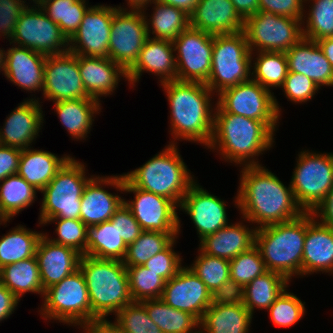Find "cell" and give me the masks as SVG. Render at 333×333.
<instances>
[{"label":"cell","mask_w":333,"mask_h":333,"mask_svg":"<svg viewBox=\"0 0 333 333\" xmlns=\"http://www.w3.org/2000/svg\"><path fill=\"white\" fill-rule=\"evenodd\" d=\"M240 169L234 205L241 217L256 229L287 222L304 213L296 203L291 185H284L266 166L261 164Z\"/></svg>","instance_id":"1"},{"label":"cell","mask_w":333,"mask_h":333,"mask_svg":"<svg viewBox=\"0 0 333 333\" xmlns=\"http://www.w3.org/2000/svg\"><path fill=\"white\" fill-rule=\"evenodd\" d=\"M159 85L169 103V134L173 136L169 144L183 140L207 148L213 132L215 94L202 82L172 80Z\"/></svg>","instance_id":"2"},{"label":"cell","mask_w":333,"mask_h":333,"mask_svg":"<svg viewBox=\"0 0 333 333\" xmlns=\"http://www.w3.org/2000/svg\"><path fill=\"white\" fill-rule=\"evenodd\" d=\"M275 133L263 122L224 112L217 104L207 149L237 167L261 165L259 155L275 145Z\"/></svg>","instance_id":"3"},{"label":"cell","mask_w":333,"mask_h":333,"mask_svg":"<svg viewBox=\"0 0 333 333\" xmlns=\"http://www.w3.org/2000/svg\"><path fill=\"white\" fill-rule=\"evenodd\" d=\"M89 292L91 322L106 320L133 302L123 261L81 256L79 262Z\"/></svg>","instance_id":"4"},{"label":"cell","mask_w":333,"mask_h":333,"mask_svg":"<svg viewBox=\"0 0 333 333\" xmlns=\"http://www.w3.org/2000/svg\"><path fill=\"white\" fill-rule=\"evenodd\" d=\"M306 236V212L296 219L256 229L255 246L267 271L292 278L302 277V256Z\"/></svg>","instance_id":"5"},{"label":"cell","mask_w":333,"mask_h":333,"mask_svg":"<svg viewBox=\"0 0 333 333\" xmlns=\"http://www.w3.org/2000/svg\"><path fill=\"white\" fill-rule=\"evenodd\" d=\"M125 178L137 188L172 200L178 207L196 181L181 157L178 145L168 144Z\"/></svg>","instance_id":"6"},{"label":"cell","mask_w":333,"mask_h":333,"mask_svg":"<svg viewBox=\"0 0 333 333\" xmlns=\"http://www.w3.org/2000/svg\"><path fill=\"white\" fill-rule=\"evenodd\" d=\"M85 168L83 162L71 157L40 191L43 198L38 226H44L49 219H80L81 196L87 183L95 176L89 173L87 176Z\"/></svg>","instance_id":"7"},{"label":"cell","mask_w":333,"mask_h":333,"mask_svg":"<svg viewBox=\"0 0 333 333\" xmlns=\"http://www.w3.org/2000/svg\"><path fill=\"white\" fill-rule=\"evenodd\" d=\"M251 51L244 31L213 35L211 71L206 86L217 96L251 79Z\"/></svg>","instance_id":"8"},{"label":"cell","mask_w":333,"mask_h":333,"mask_svg":"<svg viewBox=\"0 0 333 333\" xmlns=\"http://www.w3.org/2000/svg\"><path fill=\"white\" fill-rule=\"evenodd\" d=\"M41 307L43 320L78 327L91 322L89 292L80 269L44 290Z\"/></svg>","instance_id":"9"},{"label":"cell","mask_w":333,"mask_h":333,"mask_svg":"<svg viewBox=\"0 0 333 333\" xmlns=\"http://www.w3.org/2000/svg\"><path fill=\"white\" fill-rule=\"evenodd\" d=\"M297 155L289 183L299 207L312 213L333 187V152L302 149Z\"/></svg>","instance_id":"10"},{"label":"cell","mask_w":333,"mask_h":333,"mask_svg":"<svg viewBox=\"0 0 333 333\" xmlns=\"http://www.w3.org/2000/svg\"><path fill=\"white\" fill-rule=\"evenodd\" d=\"M216 104L226 113L263 121L274 133L283 112L274 92L256 81L239 83L219 93Z\"/></svg>","instance_id":"11"},{"label":"cell","mask_w":333,"mask_h":333,"mask_svg":"<svg viewBox=\"0 0 333 333\" xmlns=\"http://www.w3.org/2000/svg\"><path fill=\"white\" fill-rule=\"evenodd\" d=\"M251 52H286L303 38L302 20L258 11L244 20Z\"/></svg>","instance_id":"12"},{"label":"cell","mask_w":333,"mask_h":333,"mask_svg":"<svg viewBox=\"0 0 333 333\" xmlns=\"http://www.w3.org/2000/svg\"><path fill=\"white\" fill-rule=\"evenodd\" d=\"M9 43L45 56L63 54L69 49V40L59 25L54 23L39 5L33 3L19 16Z\"/></svg>","instance_id":"13"},{"label":"cell","mask_w":333,"mask_h":333,"mask_svg":"<svg viewBox=\"0 0 333 333\" xmlns=\"http://www.w3.org/2000/svg\"><path fill=\"white\" fill-rule=\"evenodd\" d=\"M148 38L143 10L115 5L108 45L109 58L127 71L137 60Z\"/></svg>","instance_id":"14"},{"label":"cell","mask_w":333,"mask_h":333,"mask_svg":"<svg viewBox=\"0 0 333 333\" xmlns=\"http://www.w3.org/2000/svg\"><path fill=\"white\" fill-rule=\"evenodd\" d=\"M133 193L134 199H124L143 231L181 234L179 207L170 199L134 187L124 176V194ZM131 200V201H130Z\"/></svg>","instance_id":"15"},{"label":"cell","mask_w":333,"mask_h":333,"mask_svg":"<svg viewBox=\"0 0 333 333\" xmlns=\"http://www.w3.org/2000/svg\"><path fill=\"white\" fill-rule=\"evenodd\" d=\"M177 80L206 83L211 71L213 34L188 27L173 41Z\"/></svg>","instance_id":"16"},{"label":"cell","mask_w":333,"mask_h":333,"mask_svg":"<svg viewBox=\"0 0 333 333\" xmlns=\"http://www.w3.org/2000/svg\"><path fill=\"white\" fill-rule=\"evenodd\" d=\"M43 98L53 103L70 99L91 98L80 76L78 55L71 52L46 56Z\"/></svg>","instance_id":"17"},{"label":"cell","mask_w":333,"mask_h":333,"mask_svg":"<svg viewBox=\"0 0 333 333\" xmlns=\"http://www.w3.org/2000/svg\"><path fill=\"white\" fill-rule=\"evenodd\" d=\"M105 187L115 188L111 193ZM124 173L111 176L96 175L87 183L81 196L80 220L87 226L109 221L124 204Z\"/></svg>","instance_id":"18"},{"label":"cell","mask_w":333,"mask_h":333,"mask_svg":"<svg viewBox=\"0 0 333 333\" xmlns=\"http://www.w3.org/2000/svg\"><path fill=\"white\" fill-rule=\"evenodd\" d=\"M114 14L115 6L110 4L91 5L69 39L68 51L75 55L109 58L108 45Z\"/></svg>","instance_id":"19"},{"label":"cell","mask_w":333,"mask_h":333,"mask_svg":"<svg viewBox=\"0 0 333 333\" xmlns=\"http://www.w3.org/2000/svg\"><path fill=\"white\" fill-rule=\"evenodd\" d=\"M199 184L196 179L191 185L179 205V212L183 211L190 216L200 241L230 222L227 218L226 200H221Z\"/></svg>","instance_id":"20"},{"label":"cell","mask_w":333,"mask_h":333,"mask_svg":"<svg viewBox=\"0 0 333 333\" xmlns=\"http://www.w3.org/2000/svg\"><path fill=\"white\" fill-rule=\"evenodd\" d=\"M215 298L205 283L186 265L165 282L161 296L167 305L189 312L199 321Z\"/></svg>","instance_id":"21"},{"label":"cell","mask_w":333,"mask_h":333,"mask_svg":"<svg viewBox=\"0 0 333 333\" xmlns=\"http://www.w3.org/2000/svg\"><path fill=\"white\" fill-rule=\"evenodd\" d=\"M40 98L29 97L19 103L0 127V145L25 150L42 132L44 116Z\"/></svg>","instance_id":"22"},{"label":"cell","mask_w":333,"mask_h":333,"mask_svg":"<svg viewBox=\"0 0 333 333\" xmlns=\"http://www.w3.org/2000/svg\"><path fill=\"white\" fill-rule=\"evenodd\" d=\"M157 76L159 83L177 80L175 51L172 41L148 38L135 63L127 70L128 84L135 87L143 73Z\"/></svg>","instance_id":"23"},{"label":"cell","mask_w":333,"mask_h":333,"mask_svg":"<svg viewBox=\"0 0 333 333\" xmlns=\"http://www.w3.org/2000/svg\"><path fill=\"white\" fill-rule=\"evenodd\" d=\"M253 316L236 295L216 297L199 321V333H249Z\"/></svg>","instance_id":"24"},{"label":"cell","mask_w":333,"mask_h":333,"mask_svg":"<svg viewBox=\"0 0 333 333\" xmlns=\"http://www.w3.org/2000/svg\"><path fill=\"white\" fill-rule=\"evenodd\" d=\"M333 274V228L306 212V236L302 256V276Z\"/></svg>","instance_id":"25"},{"label":"cell","mask_w":333,"mask_h":333,"mask_svg":"<svg viewBox=\"0 0 333 333\" xmlns=\"http://www.w3.org/2000/svg\"><path fill=\"white\" fill-rule=\"evenodd\" d=\"M35 256L45 290L79 269L82 255L70 247L52 242L43 233L37 244Z\"/></svg>","instance_id":"26"},{"label":"cell","mask_w":333,"mask_h":333,"mask_svg":"<svg viewBox=\"0 0 333 333\" xmlns=\"http://www.w3.org/2000/svg\"><path fill=\"white\" fill-rule=\"evenodd\" d=\"M45 60V55L12 44L7 48L4 76L26 93L42 91Z\"/></svg>","instance_id":"27"},{"label":"cell","mask_w":333,"mask_h":333,"mask_svg":"<svg viewBox=\"0 0 333 333\" xmlns=\"http://www.w3.org/2000/svg\"><path fill=\"white\" fill-rule=\"evenodd\" d=\"M78 65L88 96L98 101L115 93L121 79L128 81L127 71L108 57L78 55Z\"/></svg>","instance_id":"28"},{"label":"cell","mask_w":333,"mask_h":333,"mask_svg":"<svg viewBox=\"0 0 333 333\" xmlns=\"http://www.w3.org/2000/svg\"><path fill=\"white\" fill-rule=\"evenodd\" d=\"M190 27L213 35L231 34L244 30V19L231 0H199Z\"/></svg>","instance_id":"29"},{"label":"cell","mask_w":333,"mask_h":333,"mask_svg":"<svg viewBox=\"0 0 333 333\" xmlns=\"http://www.w3.org/2000/svg\"><path fill=\"white\" fill-rule=\"evenodd\" d=\"M230 223L199 241V249L207 255L231 260L255 245L256 228L245 218ZM244 219V220H243ZM249 223L252 225L244 224Z\"/></svg>","instance_id":"30"},{"label":"cell","mask_w":333,"mask_h":333,"mask_svg":"<svg viewBox=\"0 0 333 333\" xmlns=\"http://www.w3.org/2000/svg\"><path fill=\"white\" fill-rule=\"evenodd\" d=\"M288 72H296L310 78L321 89L333 87V68L316 41L302 38L285 52Z\"/></svg>","instance_id":"31"},{"label":"cell","mask_w":333,"mask_h":333,"mask_svg":"<svg viewBox=\"0 0 333 333\" xmlns=\"http://www.w3.org/2000/svg\"><path fill=\"white\" fill-rule=\"evenodd\" d=\"M70 155L59 157L47 150L28 147L21 150L18 174L40 192L72 157Z\"/></svg>","instance_id":"32"},{"label":"cell","mask_w":333,"mask_h":333,"mask_svg":"<svg viewBox=\"0 0 333 333\" xmlns=\"http://www.w3.org/2000/svg\"><path fill=\"white\" fill-rule=\"evenodd\" d=\"M101 102L94 98L63 100L53 103V109L70 138L81 141L87 140L96 114L102 112Z\"/></svg>","instance_id":"33"},{"label":"cell","mask_w":333,"mask_h":333,"mask_svg":"<svg viewBox=\"0 0 333 333\" xmlns=\"http://www.w3.org/2000/svg\"><path fill=\"white\" fill-rule=\"evenodd\" d=\"M289 284L290 281L282 274L266 271L245 285L236 293V296L253 315L255 309L267 310L279 295L290 286Z\"/></svg>","instance_id":"34"},{"label":"cell","mask_w":333,"mask_h":333,"mask_svg":"<svg viewBox=\"0 0 333 333\" xmlns=\"http://www.w3.org/2000/svg\"><path fill=\"white\" fill-rule=\"evenodd\" d=\"M150 5L153 6V12L148 16L146 10H148L147 8ZM142 10L147 23V33L150 38L173 42L177 36L190 26V16L174 6L153 0Z\"/></svg>","instance_id":"35"},{"label":"cell","mask_w":333,"mask_h":333,"mask_svg":"<svg viewBox=\"0 0 333 333\" xmlns=\"http://www.w3.org/2000/svg\"><path fill=\"white\" fill-rule=\"evenodd\" d=\"M0 283L20 301L27 292L44 294L36 256L0 268Z\"/></svg>","instance_id":"36"},{"label":"cell","mask_w":333,"mask_h":333,"mask_svg":"<svg viewBox=\"0 0 333 333\" xmlns=\"http://www.w3.org/2000/svg\"><path fill=\"white\" fill-rule=\"evenodd\" d=\"M127 245L119 236L116 224L109 221L87 227L86 255L98 259L123 261Z\"/></svg>","instance_id":"37"},{"label":"cell","mask_w":333,"mask_h":333,"mask_svg":"<svg viewBox=\"0 0 333 333\" xmlns=\"http://www.w3.org/2000/svg\"><path fill=\"white\" fill-rule=\"evenodd\" d=\"M198 256L188 267L205 283L215 297H231L229 260L207 255L198 248Z\"/></svg>","instance_id":"38"},{"label":"cell","mask_w":333,"mask_h":333,"mask_svg":"<svg viewBox=\"0 0 333 333\" xmlns=\"http://www.w3.org/2000/svg\"><path fill=\"white\" fill-rule=\"evenodd\" d=\"M141 303L163 333H199V320L191 313L174 309L161 298L143 300Z\"/></svg>","instance_id":"39"},{"label":"cell","mask_w":333,"mask_h":333,"mask_svg":"<svg viewBox=\"0 0 333 333\" xmlns=\"http://www.w3.org/2000/svg\"><path fill=\"white\" fill-rule=\"evenodd\" d=\"M44 232L17 225L0 236V268L36 255V248Z\"/></svg>","instance_id":"40"},{"label":"cell","mask_w":333,"mask_h":333,"mask_svg":"<svg viewBox=\"0 0 333 333\" xmlns=\"http://www.w3.org/2000/svg\"><path fill=\"white\" fill-rule=\"evenodd\" d=\"M251 55V79L270 91L280 89L288 73L285 52L259 51Z\"/></svg>","instance_id":"41"},{"label":"cell","mask_w":333,"mask_h":333,"mask_svg":"<svg viewBox=\"0 0 333 333\" xmlns=\"http://www.w3.org/2000/svg\"><path fill=\"white\" fill-rule=\"evenodd\" d=\"M37 192L39 191L18 173L6 177L0 182L1 212L8 220H12L36 201Z\"/></svg>","instance_id":"42"},{"label":"cell","mask_w":333,"mask_h":333,"mask_svg":"<svg viewBox=\"0 0 333 333\" xmlns=\"http://www.w3.org/2000/svg\"><path fill=\"white\" fill-rule=\"evenodd\" d=\"M88 0H42L38 5L69 40L89 9Z\"/></svg>","instance_id":"43"},{"label":"cell","mask_w":333,"mask_h":333,"mask_svg":"<svg viewBox=\"0 0 333 333\" xmlns=\"http://www.w3.org/2000/svg\"><path fill=\"white\" fill-rule=\"evenodd\" d=\"M304 6L308 9L304 7L303 38L317 41L333 37V0H305Z\"/></svg>","instance_id":"44"},{"label":"cell","mask_w":333,"mask_h":333,"mask_svg":"<svg viewBox=\"0 0 333 333\" xmlns=\"http://www.w3.org/2000/svg\"><path fill=\"white\" fill-rule=\"evenodd\" d=\"M177 237L178 233L143 231L127 246L123 264L126 268L143 265L149 258L166 249Z\"/></svg>","instance_id":"45"},{"label":"cell","mask_w":333,"mask_h":333,"mask_svg":"<svg viewBox=\"0 0 333 333\" xmlns=\"http://www.w3.org/2000/svg\"><path fill=\"white\" fill-rule=\"evenodd\" d=\"M267 271L259 249L254 245L229 261L232 296L249 284L255 277Z\"/></svg>","instance_id":"46"},{"label":"cell","mask_w":333,"mask_h":333,"mask_svg":"<svg viewBox=\"0 0 333 333\" xmlns=\"http://www.w3.org/2000/svg\"><path fill=\"white\" fill-rule=\"evenodd\" d=\"M127 275L133 302L161 298L166 281L158 273L138 265L127 267Z\"/></svg>","instance_id":"47"},{"label":"cell","mask_w":333,"mask_h":333,"mask_svg":"<svg viewBox=\"0 0 333 333\" xmlns=\"http://www.w3.org/2000/svg\"><path fill=\"white\" fill-rule=\"evenodd\" d=\"M286 288L267 309L270 321L280 328L296 325L305 316V302Z\"/></svg>","instance_id":"48"},{"label":"cell","mask_w":333,"mask_h":333,"mask_svg":"<svg viewBox=\"0 0 333 333\" xmlns=\"http://www.w3.org/2000/svg\"><path fill=\"white\" fill-rule=\"evenodd\" d=\"M113 322L123 333H163L148 316L141 302L125 305L115 314Z\"/></svg>","instance_id":"49"},{"label":"cell","mask_w":333,"mask_h":333,"mask_svg":"<svg viewBox=\"0 0 333 333\" xmlns=\"http://www.w3.org/2000/svg\"><path fill=\"white\" fill-rule=\"evenodd\" d=\"M52 223L56 225L54 231L57 237L44 233L52 242L70 247L82 256L86 255L87 226L80 219H49L44 226Z\"/></svg>","instance_id":"50"},{"label":"cell","mask_w":333,"mask_h":333,"mask_svg":"<svg viewBox=\"0 0 333 333\" xmlns=\"http://www.w3.org/2000/svg\"><path fill=\"white\" fill-rule=\"evenodd\" d=\"M280 88L288 101L293 104L310 102L320 90L310 78L296 72H288Z\"/></svg>","instance_id":"51"},{"label":"cell","mask_w":333,"mask_h":333,"mask_svg":"<svg viewBox=\"0 0 333 333\" xmlns=\"http://www.w3.org/2000/svg\"><path fill=\"white\" fill-rule=\"evenodd\" d=\"M178 237L163 251L149 258L143 265L158 273L165 281L174 277L183 267L181 253L174 250Z\"/></svg>","instance_id":"52"},{"label":"cell","mask_w":333,"mask_h":333,"mask_svg":"<svg viewBox=\"0 0 333 333\" xmlns=\"http://www.w3.org/2000/svg\"><path fill=\"white\" fill-rule=\"evenodd\" d=\"M29 4V0H0V37L11 40L19 16Z\"/></svg>","instance_id":"53"},{"label":"cell","mask_w":333,"mask_h":333,"mask_svg":"<svg viewBox=\"0 0 333 333\" xmlns=\"http://www.w3.org/2000/svg\"><path fill=\"white\" fill-rule=\"evenodd\" d=\"M109 222L116 224L119 236H121L127 246L134 242L143 232L131 210L125 204L114 213Z\"/></svg>","instance_id":"54"},{"label":"cell","mask_w":333,"mask_h":333,"mask_svg":"<svg viewBox=\"0 0 333 333\" xmlns=\"http://www.w3.org/2000/svg\"><path fill=\"white\" fill-rule=\"evenodd\" d=\"M305 0H259V11L303 19Z\"/></svg>","instance_id":"55"},{"label":"cell","mask_w":333,"mask_h":333,"mask_svg":"<svg viewBox=\"0 0 333 333\" xmlns=\"http://www.w3.org/2000/svg\"><path fill=\"white\" fill-rule=\"evenodd\" d=\"M21 150L0 145V182L18 173Z\"/></svg>","instance_id":"56"},{"label":"cell","mask_w":333,"mask_h":333,"mask_svg":"<svg viewBox=\"0 0 333 333\" xmlns=\"http://www.w3.org/2000/svg\"><path fill=\"white\" fill-rule=\"evenodd\" d=\"M20 300L0 283V322L8 319L16 310Z\"/></svg>","instance_id":"57"},{"label":"cell","mask_w":333,"mask_h":333,"mask_svg":"<svg viewBox=\"0 0 333 333\" xmlns=\"http://www.w3.org/2000/svg\"><path fill=\"white\" fill-rule=\"evenodd\" d=\"M312 214L319 222L333 228V187Z\"/></svg>","instance_id":"58"},{"label":"cell","mask_w":333,"mask_h":333,"mask_svg":"<svg viewBox=\"0 0 333 333\" xmlns=\"http://www.w3.org/2000/svg\"><path fill=\"white\" fill-rule=\"evenodd\" d=\"M81 328L82 333H123L121 329L112 320H94L77 327Z\"/></svg>","instance_id":"59"},{"label":"cell","mask_w":333,"mask_h":333,"mask_svg":"<svg viewBox=\"0 0 333 333\" xmlns=\"http://www.w3.org/2000/svg\"><path fill=\"white\" fill-rule=\"evenodd\" d=\"M236 11L245 20L259 11V0H231Z\"/></svg>","instance_id":"60"},{"label":"cell","mask_w":333,"mask_h":333,"mask_svg":"<svg viewBox=\"0 0 333 333\" xmlns=\"http://www.w3.org/2000/svg\"><path fill=\"white\" fill-rule=\"evenodd\" d=\"M160 3L174 6L183 10L189 16L193 13L199 0H156Z\"/></svg>","instance_id":"61"},{"label":"cell","mask_w":333,"mask_h":333,"mask_svg":"<svg viewBox=\"0 0 333 333\" xmlns=\"http://www.w3.org/2000/svg\"><path fill=\"white\" fill-rule=\"evenodd\" d=\"M316 42L333 68V37L323 38Z\"/></svg>","instance_id":"62"},{"label":"cell","mask_w":333,"mask_h":333,"mask_svg":"<svg viewBox=\"0 0 333 333\" xmlns=\"http://www.w3.org/2000/svg\"><path fill=\"white\" fill-rule=\"evenodd\" d=\"M127 3L126 9H143L153 0H125Z\"/></svg>","instance_id":"63"},{"label":"cell","mask_w":333,"mask_h":333,"mask_svg":"<svg viewBox=\"0 0 333 333\" xmlns=\"http://www.w3.org/2000/svg\"><path fill=\"white\" fill-rule=\"evenodd\" d=\"M6 52L7 50H5L4 48H0V73H2V75L4 74L5 71V64H6Z\"/></svg>","instance_id":"64"},{"label":"cell","mask_w":333,"mask_h":333,"mask_svg":"<svg viewBox=\"0 0 333 333\" xmlns=\"http://www.w3.org/2000/svg\"><path fill=\"white\" fill-rule=\"evenodd\" d=\"M8 222L10 223V220H8V218L0 210V225L6 226Z\"/></svg>","instance_id":"65"},{"label":"cell","mask_w":333,"mask_h":333,"mask_svg":"<svg viewBox=\"0 0 333 333\" xmlns=\"http://www.w3.org/2000/svg\"><path fill=\"white\" fill-rule=\"evenodd\" d=\"M30 1V3H34V4H36V5H38L42 0H29Z\"/></svg>","instance_id":"66"}]
</instances>
